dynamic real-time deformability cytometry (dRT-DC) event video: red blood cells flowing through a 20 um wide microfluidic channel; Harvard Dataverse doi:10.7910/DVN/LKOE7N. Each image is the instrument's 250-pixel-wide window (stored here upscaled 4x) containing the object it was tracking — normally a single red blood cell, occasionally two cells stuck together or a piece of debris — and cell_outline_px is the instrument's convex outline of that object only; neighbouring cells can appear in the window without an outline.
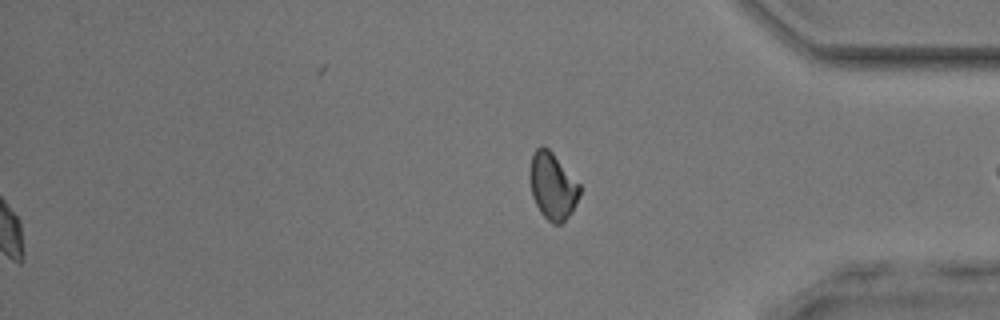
{"species": "common noctule bat (a hibernating species)", "species_latin": "Nyctalus noctula", "temperature_condition": "room temperature", "stored_images_in_passage": 46, "segment_of_instrument_passage": [2, 2], "camera_frame_rate_fps": 3000, "um_per_image_px": 0.085, "animal": {"sex": "male", "body_mass_g": 17.9, "forearm_length_mm": 54.2}, "frame": {"image": 1, "passage_image": 46, "time_ms": 15.0, "image_size_px": [1000, 320], "cell_outline_px": [[580, 196], [572, 212], [560, 224], [552, 224], [540, 212], [532, 196], [528, 176], [528, 172], [532, 156], [536, 148], [540, 144], [548, 148], [552, 152], [580, 184]], "centroid_in_image_um": [46.95, 15.8], "position_along_channel_um": 388.2, "area_um2": 19.59}}